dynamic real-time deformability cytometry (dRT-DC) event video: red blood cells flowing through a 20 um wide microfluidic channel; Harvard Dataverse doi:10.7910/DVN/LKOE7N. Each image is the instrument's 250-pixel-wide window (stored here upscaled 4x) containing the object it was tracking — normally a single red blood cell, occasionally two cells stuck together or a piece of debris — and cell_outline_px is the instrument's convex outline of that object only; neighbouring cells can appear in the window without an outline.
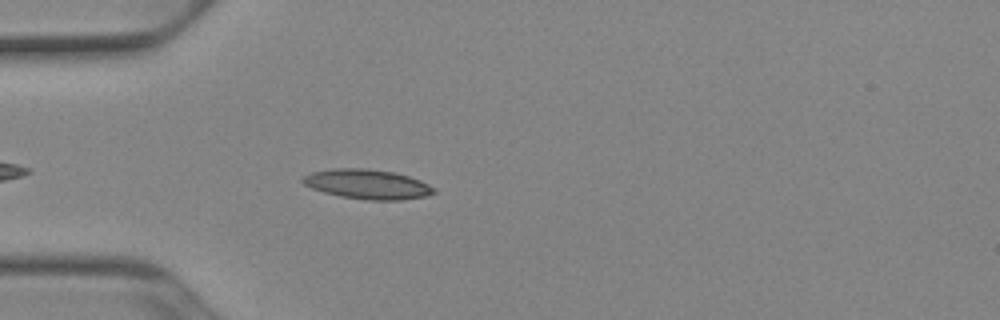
{"species": "Egyptian fruit bat (a non-hibernating species)", "species_latin": "Rousettus aegyptiacus", "temperature_condition": "cold", "stored_images_in_passage": 42, "camera_frame_rate_fps": 3000, "um_per_image_px": 0.085, "animal": {"sex": "female"}, "frame": {"image": 1, "passage_image": 5, "time_ms": 1.333, "image_size_px": [1000, 320], "cell_outline_px": [[436, 192], [428, 196], [400, 200], [368, 200], [340, 196], [324, 192], [312, 188], [304, 184], [300, 180], [304, 176], [312, 172], [332, 168], [364, 168], [392, 172], [408, 176], [420, 180], [436, 188]], "centroid_in_image_um": [31.24, 15.66], "position_along_channel_um": 53.8, "area_um2": 22.66}}
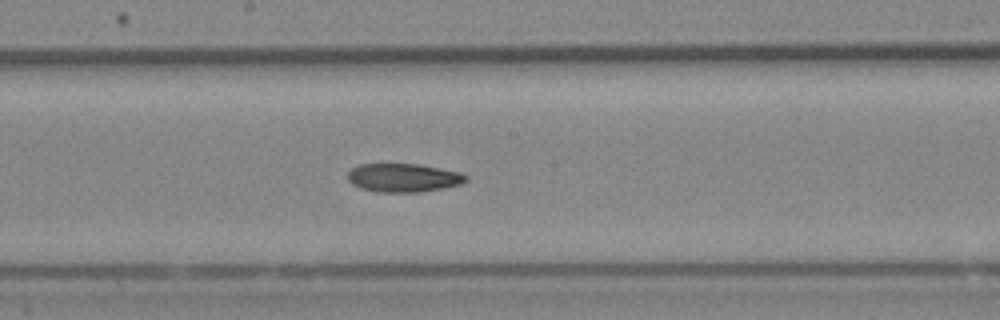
{"frame": {"image": 2, "passage_image": 18, "time_ms": 5.667, "image_size_px": [1000, 320], "cell_outline_px": [[468, 180], [460, 184], [444, 188], [420, 192], [376, 192], [360, 188], [352, 184], [348, 180], [348, 172], [352, 168], [360, 164], [420, 164], [460, 172], [468, 176]], "centroid_in_image_um": [34.3, 15.11], "position_along_channel_um": 213.9, "area_um2": 19.77}}
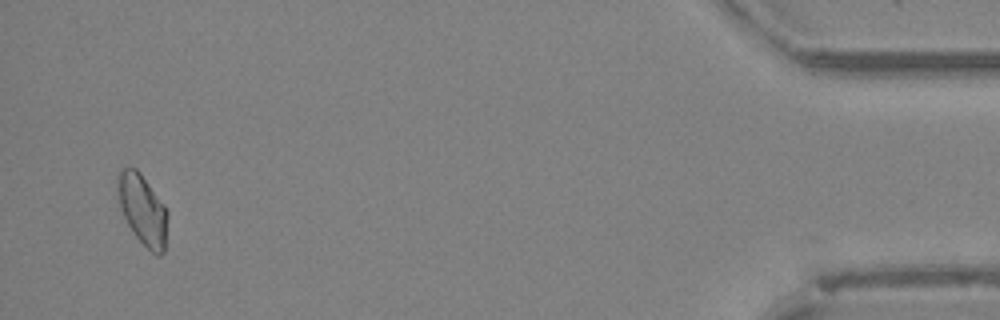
{"frame": {"image": 3, "passage_image": 40, "time_ms": 13.0, "image_size_px": [1000, 320], "cell_outline_px": [[168, 216], [164, 252], [160, 256], [156, 256], [136, 236], [128, 224], [120, 208], [116, 184], [116, 172], [120, 168], [136, 168], [140, 172], [164, 204], [168, 212]], "centroid_in_image_um": [12.11, 17.78], "position_along_channel_um": 423.1, "area_um2": 20.63}, "authors_computed_cell_mechanics": {"area_um2": 20.4323, "velocity_mm_per_s": 3.922, "shape_relaxation_time_tau1_ms": null, "shape_relaxation_time_tau2_ms": 4.9939, "deformation_change_tau1": null, "deformation_change_tau2": 0.1122}}